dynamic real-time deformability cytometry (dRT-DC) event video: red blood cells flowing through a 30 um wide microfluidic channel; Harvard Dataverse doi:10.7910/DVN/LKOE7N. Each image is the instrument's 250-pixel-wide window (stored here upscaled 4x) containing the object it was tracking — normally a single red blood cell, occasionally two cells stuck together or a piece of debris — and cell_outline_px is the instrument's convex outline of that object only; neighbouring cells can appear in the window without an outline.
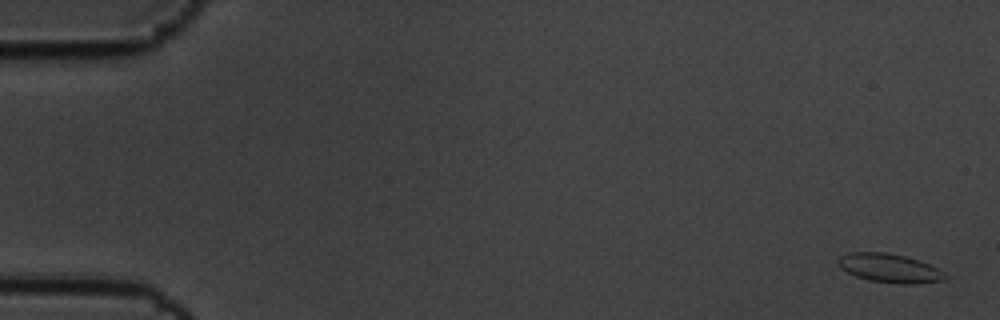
{"species": "common noctule bat (a hibernating species)", "species_latin": "Nyctalus noctula", "temperature_condition": "cold", "stored_images_in_passage": 4, "camera_frame_rate_fps": 3000, "um_per_image_px": 0.085, "animal": {"sex": "male", "body_mass_g": 19.5, "forearm_length_mm": 54.6}, "frame": {"image": 1, "passage_image": 1, "time_ms": 0.0, "image_size_px": [1000, 320], "cell_outline_px": [[948, 276], [944, 280], [916, 284], [900, 284], [868, 280], [856, 276], [840, 268], [836, 260], [840, 256], [852, 252], [888, 252], [904, 256], [928, 264], [944, 272]], "centroid_in_image_um": [75.59, 22.8], "position_along_channel_um": 9.4, "area_um2": 17.92}}